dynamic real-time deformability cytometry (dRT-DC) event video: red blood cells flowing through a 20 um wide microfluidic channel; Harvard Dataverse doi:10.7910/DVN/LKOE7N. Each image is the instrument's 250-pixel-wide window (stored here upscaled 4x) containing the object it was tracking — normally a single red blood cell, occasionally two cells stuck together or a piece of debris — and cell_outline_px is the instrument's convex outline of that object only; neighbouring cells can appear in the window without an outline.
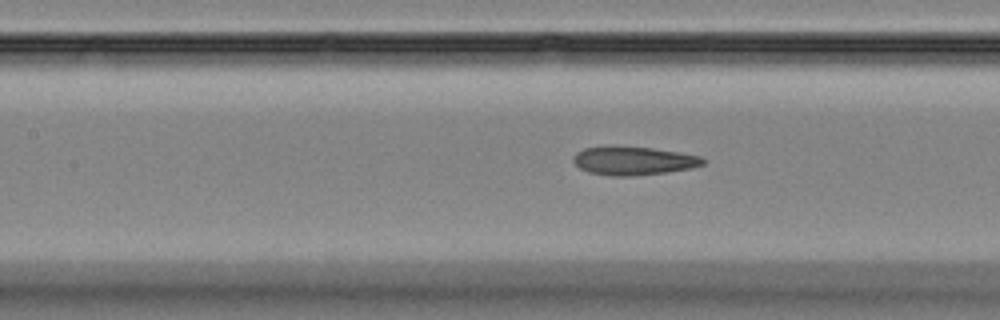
{"species": "Egyptian fruit bat (a non-hibernating species)", "species_latin": "Rousettus aegyptiacus", "temperature_condition": "room temperature", "stored_images_in_passage": 53, "camera_frame_rate_fps": 3000, "um_per_image_px": 0.085, "animal": {"sex": "female"}, "frame": {"image": 1, "passage_image": 24, "time_ms": 7.667, "image_size_px": [1000, 320], "cell_outline_px": [[704, 164], [692, 168], [668, 172], [632, 176], [612, 176], [588, 172], [580, 168], [572, 160], [572, 156], [576, 152], [584, 148], [608, 144], [652, 148], [700, 156], [704, 160]], "centroid_in_image_um": [53.77, 13.64], "position_along_channel_um": 153.6, "area_um2": 21.91}}
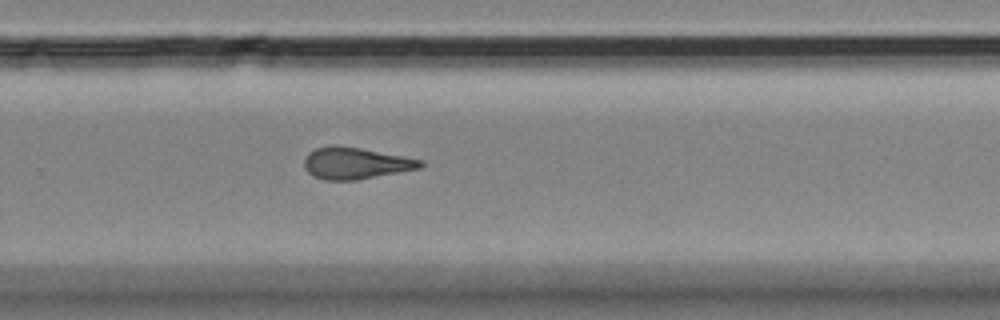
{"frame": {"image": 2, "passage_image": 36, "time_ms": 11.667, "image_size_px": [1000, 320], "cell_outline_px": [[424, 164], [420, 168], [356, 180], [324, 180], [312, 176], [304, 168], [304, 160], [308, 152], [316, 148], [332, 144], [336, 144], [360, 148], [404, 156], [424, 160]], "centroid_in_image_um": [30.19, 13.86], "position_along_channel_um": 299.6, "area_um2": 21.56}}
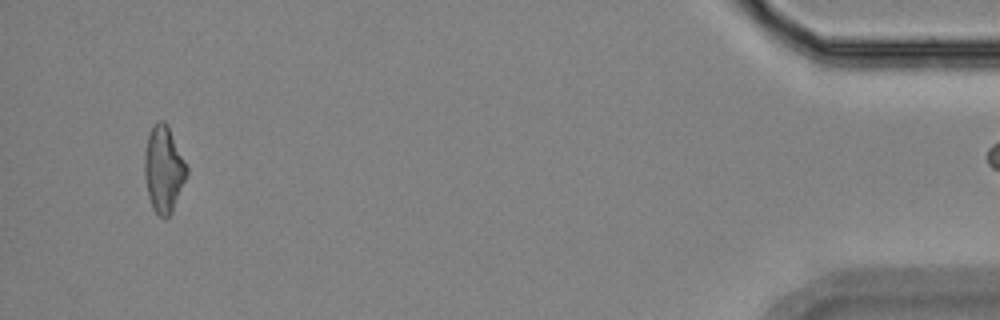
{"frame": {"image": 3, "passage_image": 52, "time_ms": 17.0, "image_size_px": [1000, 320], "cell_outline_px": [[188, 176], [172, 212], [168, 216], [160, 216], [152, 208], [148, 196], [144, 176], [144, 152], [148, 136], [152, 128], [160, 120], [164, 120], [168, 124], [188, 168]], "centroid_in_image_um": [13.92, 14.39], "position_along_channel_um": 421.3, "area_um2": 21.33}}